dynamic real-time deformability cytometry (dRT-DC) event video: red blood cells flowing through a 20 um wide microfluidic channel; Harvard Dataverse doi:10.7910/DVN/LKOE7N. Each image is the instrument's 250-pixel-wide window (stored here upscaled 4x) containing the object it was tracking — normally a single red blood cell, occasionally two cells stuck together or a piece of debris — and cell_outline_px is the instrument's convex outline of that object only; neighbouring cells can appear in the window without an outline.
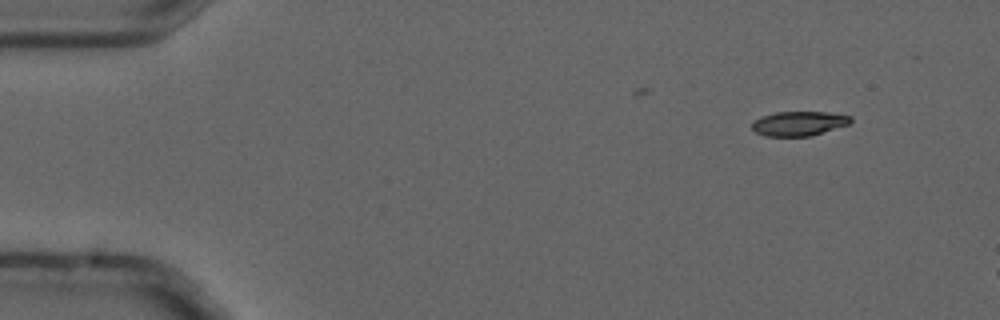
{"species": "common noctule bat (a hibernating species)", "species_latin": "Nyctalus noctula", "temperature_condition": "cold", "stored_images_in_passage": 3, "camera_frame_rate_fps": 3000, "um_per_image_px": 0.085, "animal": {"sex": "male", "forearm_length_mm": 52.5}, "frame": {"image": 1, "passage_image": 1, "time_ms": 0.0, "image_size_px": [1000, 320], "cell_outline_px": [[852, 120], [848, 124], [812, 136], [764, 136], [756, 132], [752, 128], [752, 120], [760, 116], [776, 112], [828, 112], [852, 116]], "centroid_in_image_um": [67.88, 10.49], "position_along_channel_um": 17.1, "area_um2": 14.16}}